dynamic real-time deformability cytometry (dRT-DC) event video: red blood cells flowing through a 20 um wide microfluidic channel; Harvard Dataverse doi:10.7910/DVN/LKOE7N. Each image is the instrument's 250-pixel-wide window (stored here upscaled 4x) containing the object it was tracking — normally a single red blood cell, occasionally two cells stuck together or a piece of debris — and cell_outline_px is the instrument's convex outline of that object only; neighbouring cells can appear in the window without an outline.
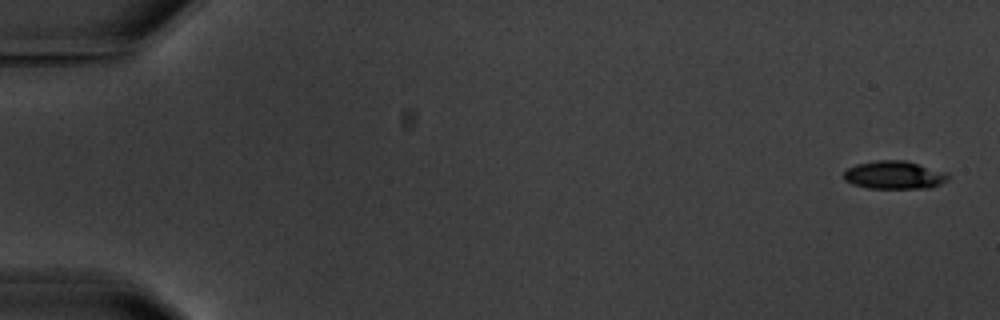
{"species": "common noctule bat (a hibernating species)", "species_latin": "Nyctalus noctula", "temperature_condition": "warm", "stored_images_in_passage": 7, "camera_frame_rate_fps": 3000, "um_per_image_px": 0.085, "animal": {"sex": "male", "body_mass_g": 20.1, "forearm_length_mm": 53.5}, "frame": {"image": 1, "passage_image": 1, "time_ms": 0.0, "image_size_px": [1000, 320], "cell_outline_px": [[948, 180], [940, 184], [928, 188], [868, 188], [852, 184], [844, 180], [844, 172], [848, 168], [856, 164], [876, 160], [904, 160], [948, 172]], "centroid_in_image_um": [76.01, 14.87], "position_along_channel_um": 9.0, "area_um2": 17.11}}
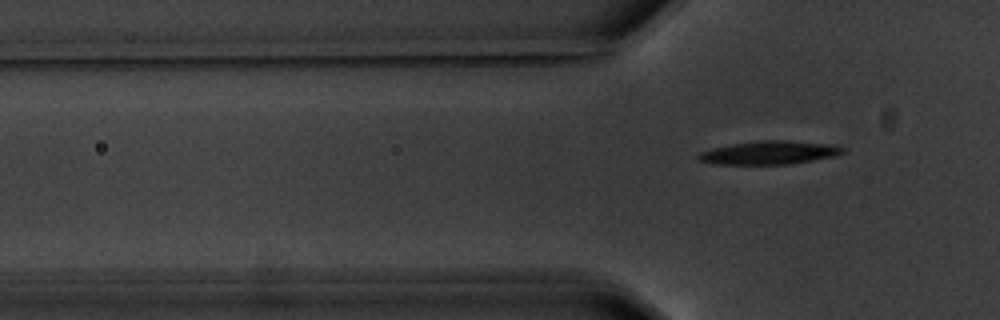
{"frame": {"image": 2, "passage_image": 7, "time_ms": 8.667, "image_size_px": [1000, 320], "cell_outline_px": [[844, 152], [832, 156], [812, 160], [788, 164], [712, 164], [700, 160], [696, 156], [700, 152], [712, 148], [732, 144], [760, 140], [784, 140], [836, 144], [844, 148]], "centroid_in_image_um": [65.38, 12.96], "position_along_channel_um": 60.4, "area_um2": 19.59}}